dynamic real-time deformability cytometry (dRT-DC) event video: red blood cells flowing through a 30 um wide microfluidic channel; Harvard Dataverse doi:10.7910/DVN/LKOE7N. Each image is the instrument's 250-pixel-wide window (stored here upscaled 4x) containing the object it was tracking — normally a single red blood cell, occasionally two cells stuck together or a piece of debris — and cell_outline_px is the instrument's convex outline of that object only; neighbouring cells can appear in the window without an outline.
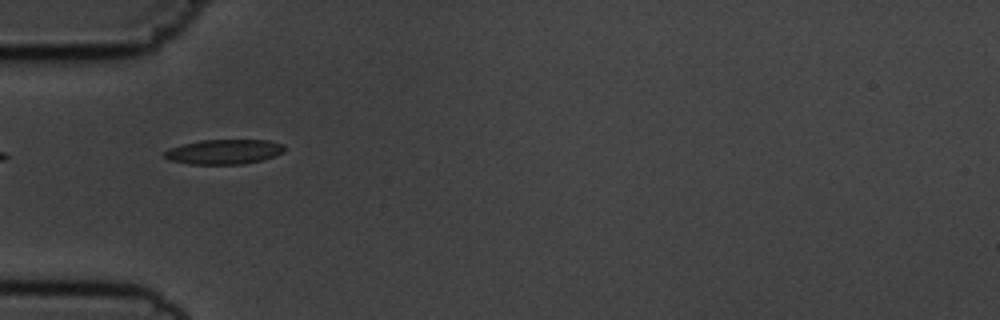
{"species": "common noctule bat (a hibernating species)", "species_latin": "Nyctalus noctula", "temperature_condition": "cold", "stored_images_in_passage": 10, "segment_of_instrument_passage": [2, 2], "camera_frame_rate_fps": 3000, "um_per_image_px": 0.085, "animal": {"sex": "male", "body_mass_g": 19.5, "forearm_length_mm": 54.6}, "frame": {"image": 1, "passage_image": 6, "time_ms": 5.667, "image_size_px": [1000, 320], "cell_outline_px": [[284, 152], [260, 160], [244, 164], [188, 164], [168, 160], [164, 156], [164, 152], [168, 148], [200, 140], [268, 140], [284, 144]], "centroid_in_image_um": [19.01, 12.9], "position_along_channel_um": 66.0, "area_um2": 17.28}}
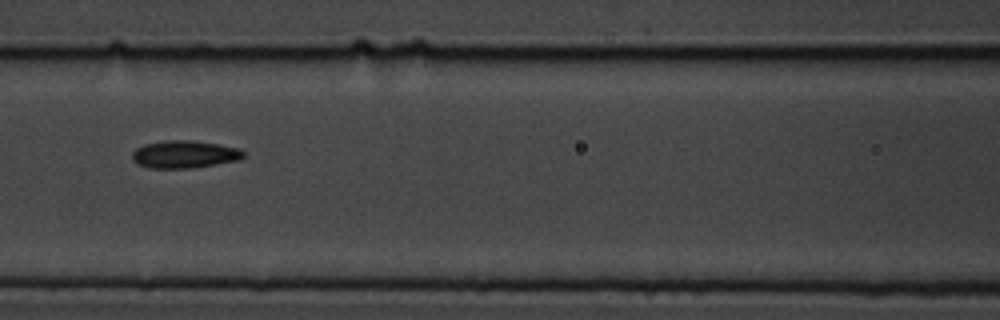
{"frame": {"image": 2, "passage_image": 8, "time_ms": 8.0, "image_size_px": [1000, 320], "cell_outline_px": [[244, 156], [240, 160], [216, 164], [188, 168], [148, 168], [132, 160], [132, 152], [136, 148], [144, 144], [168, 140], [192, 140], [220, 144], [240, 148], [244, 152]], "centroid_in_image_um": [15.7, 13.11], "position_along_channel_um": 150.9, "area_um2": 17.92}}
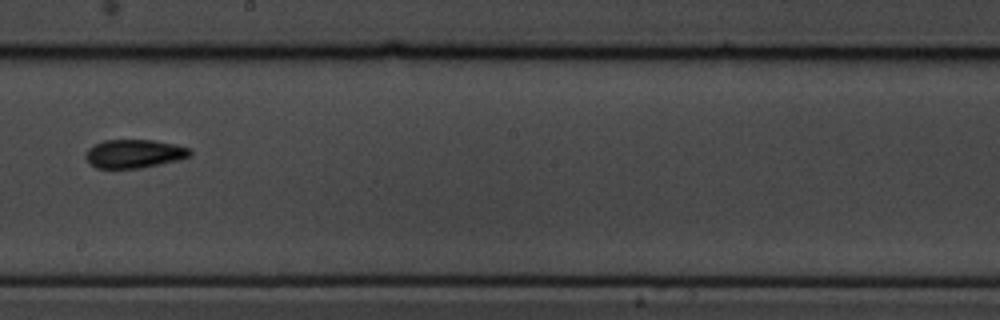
{"frame": {"image": 3, "passage_image": 10, "time_ms": 10.333, "image_size_px": [1000, 320], "cell_outline_px": [[192, 156], [160, 164], [140, 168], [96, 168], [88, 160], [88, 148], [104, 140], [152, 140], [176, 144], [192, 148]], "centroid_in_image_um": [11.49, 13.06], "position_along_channel_um": 236.7, "area_um2": 17.17}}